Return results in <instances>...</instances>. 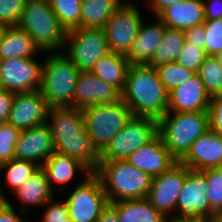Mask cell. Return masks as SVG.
<instances>
[{
  "mask_svg": "<svg viewBox=\"0 0 222 222\" xmlns=\"http://www.w3.org/2000/svg\"><path fill=\"white\" fill-rule=\"evenodd\" d=\"M48 117L52 123H48ZM47 124L56 152L78 160L91 173L97 170L100 153L93 146L85 129L82 109L73 106L50 107L47 111Z\"/></svg>",
  "mask_w": 222,
  "mask_h": 222,
  "instance_id": "obj_1",
  "label": "cell"
},
{
  "mask_svg": "<svg viewBox=\"0 0 222 222\" xmlns=\"http://www.w3.org/2000/svg\"><path fill=\"white\" fill-rule=\"evenodd\" d=\"M168 93L154 67L148 64L129 66L121 99L133 116L159 120L168 112Z\"/></svg>",
  "mask_w": 222,
  "mask_h": 222,
  "instance_id": "obj_2",
  "label": "cell"
},
{
  "mask_svg": "<svg viewBox=\"0 0 222 222\" xmlns=\"http://www.w3.org/2000/svg\"><path fill=\"white\" fill-rule=\"evenodd\" d=\"M94 174L101 181L108 203L147 197L153 180L126 160L99 161Z\"/></svg>",
  "mask_w": 222,
  "mask_h": 222,
  "instance_id": "obj_3",
  "label": "cell"
},
{
  "mask_svg": "<svg viewBox=\"0 0 222 222\" xmlns=\"http://www.w3.org/2000/svg\"><path fill=\"white\" fill-rule=\"evenodd\" d=\"M50 53L42 64L39 91L48 108L73 106L74 91L81 70L64 52Z\"/></svg>",
  "mask_w": 222,
  "mask_h": 222,
  "instance_id": "obj_4",
  "label": "cell"
},
{
  "mask_svg": "<svg viewBox=\"0 0 222 222\" xmlns=\"http://www.w3.org/2000/svg\"><path fill=\"white\" fill-rule=\"evenodd\" d=\"M17 26L33 39L41 52L60 51L65 47L67 31L48 0H26Z\"/></svg>",
  "mask_w": 222,
  "mask_h": 222,
  "instance_id": "obj_5",
  "label": "cell"
},
{
  "mask_svg": "<svg viewBox=\"0 0 222 222\" xmlns=\"http://www.w3.org/2000/svg\"><path fill=\"white\" fill-rule=\"evenodd\" d=\"M172 113L168 111L158 120V135L171 156L180 162L190 150L192 143L209 129V114L208 112Z\"/></svg>",
  "mask_w": 222,
  "mask_h": 222,
  "instance_id": "obj_6",
  "label": "cell"
},
{
  "mask_svg": "<svg viewBox=\"0 0 222 222\" xmlns=\"http://www.w3.org/2000/svg\"><path fill=\"white\" fill-rule=\"evenodd\" d=\"M82 112L85 129L99 153L133 116L122 99L113 103L94 104L82 109Z\"/></svg>",
  "mask_w": 222,
  "mask_h": 222,
  "instance_id": "obj_7",
  "label": "cell"
},
{
  "mask_svg": "<svg viewBox=\"0 0 222 222\" xmlns=\"http://www.w3.org/2000/svg\"><path fill=\"white\" fill-rule=\"evenodd\" d=\"M158 135V120L132 116L100 153V161L126 160L135 150L147 145Z\"/></svg>",
  "mask_w": 222,
  "mask_h": 222,
  "instance_id": "obj_8",
  "label": "cell"
},
{
  "mask_svg": "<svg viewBox=\"0 0 222 222\" xmlns=\"http://www.w3.org/2000/svg\"><path fill=\"white\" fill-rule=\"evenodd\" d=\"M65 47V54L81 71H90L101 57L110 52L104 28L77 27L68 30Z\"/></svg>",
  "mask_w": 222,
  "mask_h": 222,
  "instance_id": "obj_9",
  "label": "cell"
},
{
  "mask_svg": "<svg viewBox=\"0 0 222 222\" xmlns=\"http://www.w3.org/2000/svg\"><path fill=\"white\" fill-rule=\"evenodd\" d=\"M68 196L66 203L71 222H96L108 204L101 181L94 173L85 176Z\"/></svg>",
  "mask_w": 222,
  "mask_h": 222,
  "instance_id": "obj_10",
  "label": "cell"
},
{
  "mask_svg": "<svg viewBox=\"0 0 222 222\" xmlns=\"http://www.w3.org/2000/svg\"><path fill=\"white\" fill-rule=\"evenodd\" d=\"M207 177L202 171L186 167V179L176 202L178 221H204L210 218Z\"/></svg>",
  "mask_w": 222,
  "mask_h": 222,
  "instance_id": "obj_11",
  "label": "cell"
},
{
  "mask_svg": "<svg viewBox=\"0 0 222 222\" xmlns=\"http://www.w3.org/2000/svg\"><path fill=\"white\" fill-rule=\"evenodd\" d=\"M142 21L136 5L121 3L104 27L110 52L126 55L138 35Z\"/></svg>",
  "mask_w": 222,
  "mask_h": 222,
  "instance_id": "obj_12",
  "label": "cell"
},
{
  "mask_svg": "<svg viewBox=\"0 0 222 222\" xmlns=\"http://www.w3.org/2000/svg\"><path fill=\"white\" fill-rule=\"evenodd\" d=\"M185 179L186 166L181 162H176L168 170L152 180L147 198L151 205L168 219L174 218V215L170 213L176 210V202Z\"/></svg>",
  "mask_w": 222,
  "mask_h": 222,
  "instance_id": "obj_13",
  "label": "cell"
},
{
  "mask_svg": "<svg viewBox=\"0 0 222 222\" xmlns=\"http://www.w3.org/2000/svg\"><path fill=\"white\" fill-rule=\"evenodd\" d=\"M41 70L33 58L0 60V87L13 93L39 90Z\"/></svg>",
  "mask_w": 222,
  "mask_h": 222,
  "instance_id": "obj_14",
  "label": "cell"
},
{
  "mask_svg": "<svg viewBox=\"0 0 222 222\" xmlns=\"http://www.w3.org/2000/svg\"><path fill=\"white\" fill-rule=\"evenodd\" d=\"M55 152L53 137L47 122L20 131L15 145V158L30 161L39 167ZM40 160H44L41 163Z\"/></svg>",
  "mask_w": 222,
  "mask_h": 222,
  "instance_id": "obj_15",
  "label": "cell"
},
{
  "mask_svg": "<svg viewBox=\"0 0 222 222\" xmlns=\"http://www.w3.org/2000/svg\"><path fill=\"white\" fill-rule=\"evenodd\" d=\"M48 106L39 90L15 93L8 123L20 131L47 122Z\"/></svg>",
  "mask_w": 222,
  "mask_h": 222,
  "instance_id": "obj_16",
  "label": "cell"
},
{
  "mask_svg": "<svg viewBox=\"0 0 222 222\" xmlns=\"http://www.w3.org/2000/svg\"><path fill=\"white\" fill-rule=\"evenodd\" d=\"M121 91L102 81L90 71H81L73 97V107L84 109L94 104L113 103L121 99Z\"/></svg>",
  "mask_w": 222,
  "mask_h": 222,
  "instance_id": "obj_17",
  "label": "cell"
},
{
  "mask_svg": "<svg viewBox=\"0 0 222 222\" xmlns=\"http://www.w3.org/2000/svg\"><path fill=\"white\" fill-rule=\"evenodd\" d=\"M180 162L189 169L198 171L222 167V136L209 128L192 143Z\"/></svg>",
  "mask_w": 222,
  "mask_h": 222,
  "instance_id": "obj_18",
  "label": "cell"
},
{
  "mask_svg": "<svg viewBox=\"0 0 222 222\" xmlns=\"http://www.w3.org/2000/svg\"><path fill=\"white\" fill-rule=\"evenodd\" d=\"M210 99L201 78L196 73L185 83L169 91L168 111L208 112Z\"/></svg>",
  "mask_w": 222,
  "mask_h": 222,
  "instance_id": "obj_19",
  "label": "cell"
},
{
  "mask_svg": "<svg viewBox=\"0 0 222 222\" xmlns=\"http://www.w3.org/2000/svg\"><path fill=\"white\" fill-rule=\"evenodd\" d=\"M126 161L146 172L152 178L159 176L177 162L159 135L147 145L135 150Z\"/></svg>",
  "mask_w": 222,
  "mask_h": 222,
  "instance_id": "obj_20",
  "label": "cell"
},
{
  "mask_svg": "<svg viewBox=\"0 0 222 222\" xmlns=\"http://www.w3.org/2000/svg\"><path fill=\"white\" fill-rule=\"evenodd\" d=\"M156 18L157 23L146 26L141 23L138 35L125 55L130 64H148L159 47L167 27Z\"/></svg>",
  "mask_w": 222,
  "mask_h": 222,
  "instance_id": "obj_21",
  "label": "cell"
},
{
  "mask_svg": "<svg viewBox=\"0 0 222 222\" xmlns=\"http://www.w3.org/2000/svg\"><path fill=\"white\" fill-rule=\"evenodd\" d=\"M167 28L182 30L205 22L203 0H185L167 7L157 16Z\"/></svg>",
  "mask_w": 222,
  "mask_h": 222,
  "instance_id": "obj_22",
  "label": "cell"
},
{
  "mask_svg": "<svg viewBox=\"0 0 222 222\" xmlns=\"http://www.w3.org/2000/svg\"><path fill=\"white\" fill-rule=\"evenodd\" d=\"M47 175L50 189L53 191L54 184H65L71 182L77 171L84 172L89 176L91 171L78 160L58 152H54L41 166Z\"/></svg>",
  "mask_w": 222,
  "mask_h": 222,
  "instance_id": "obj_23",
  "label": "cell"
},
{
  "mask_svg": "<svg viewBox=\"0 0 222 222\" xmlns=\"http://www.w3.org/2000/svg\"><path fill=\"white\" fill-rule=\"evenodd\" d=\"M40 49L33 39L18 26L6 27L0 41V60L33 58Z\"/></svg>",
  "mask_w": 222,
  "mask_h": 222,
  "instance_id": "obj_24",
  "label": "cell"
},
{
  "mask_svg": "<svg viewBox=\"0 0 222 222\" xmlns=\"http://www.w3.org/2000/svg\"><path fill=\"white\" fill-rule=\"evenodd\" d=\"M130 65L125 55L109 52L94 64L90 72L122 92Z\"/></svg>",
  "mask_w": 222,
  "mask_h": 222,
  "instance_id": "obj_25",
  "label": "cell"
},
{
  "mask_svg": "<svg viewBox=\"0 0 222 222\" xmlns=\"http://www.w3.org/2000/svg\"><path fill=\"white\" fill-rule=\"evenodd\" d=\"M111 204L117 209L120 222H168V218L155 209L147 197Z\"/></svg>",
  "mask_w": 222,
  "mask_h": 222,
  "instance_id": "obj_26",
  "label": "cell"
},
{
  "mask_svg": "<svg viewBox=\"0 0 222 222\" xmlns=\"http://www.w3.org/2000/svg\"><path fill=\"white\" fill-rule=\"evenodd\" d=\"M13 192L22 204L28 206H44L55 193L50 189L47 175L41 167Z\"/></svg>",
  "mask_w": 222,
  "mask_h": 222,
  "instance_id": "obj_27",
  "label": "cell"
},
{
  "mask_svg": "<svg viewBox=\"0 0 222 222\" xmlns=\"http://www.w3.org/2000/svg\"><path fill=\"white\" fill-rule=\"evenodd\" d=\"M121 0H82L81 27L104 28Z\"/></svg>",
  "mask_w": 222,
  "mask_h": 222,
  "instance_id": "obj_28",
  "label": "cell"
},
{
  "mask_svg": "<svg viewBox=\"0 0 222 222\" xmlns=\"http://www.w3.org/2000/svg\"><path fill=\"white\" fill-rule=\"evenodd\" d=\"M184 42L182 30L166 28L161 43L148 65L155 67L176 61Z\"/></svg>",
  "mask_w": 222,
  "mask_h": 222,
  "instance_id": "obj_29",
  "label": "cell"
},
{
  "mask_svg": "<svg viewBox=\"0 0 222 222\" xmlns=\"http://www.w3.org/2000/svg\"><path fill=\"white\" fill-rule=\"evenodd\" d=\"M197 74L210 98L222 95V64L215 56L207 55Z\"/></svg>",
  "mask_w": 222,
  "mask_h": 222,
  "instance_id": "obj_30",
  "label": "cell"
},
{
  "mask_svg": "<svg viewBox=\"0 0 222 222\" xmlns=\"http://www.w3.org/2000/svg\"><path fill=\"white\" fill-rule=\"evenodd\" d=\"M50 7L66 31L81 27L82 0H48Z\"/></svg>",
  "mask_w": 222,
  "mask_h": 222,
  "instance_id": "obj_31",
  "label": "cell"
},
{
  "mask_svg": "<svg viewBox=\"0 0 222 222\" xmlns=\"http://www.w3.org/2000/svg\"><path fill=\"white\" fill-rule=\"evenodd\" d=\"M39 166L30 161L13 158L4 163L0 169L6 171V181L12 190L18 189L30 176H32Z\"/></svg>",
  "mask_w": 222,
  "mask_h": 222,
  "instance_id": "obj_32",
  "label": "cell"
},
{
  "mask_svg": "<svg viewBox=\"0 0 222 222\" xmlns=\"http://www.w3.org/2000/svg\"><path fill=\"white\" fill-rule=\"evenodd\" d=\"M154 68L158 78L168 92L178 85L185 83L196 74L194 71L179 65L175 61L155 66Z\"/></svg>",
  "mask_w": 222,
  "mask_h": 222,
  "instance_id": "obj_33",
  "label": "cell"
},
{
  "mask_svg": "<svg viewBox=\"0 0 222 222\" xmlns=\"http://www.w3.org/2000/svg\"><path fill=\"white\" fill-rule=\"evenodd\" d=\"M202 172L207 177V198L211 217L214 213L222 212V167L210 168Z\"/></svg>",
  "mask_w": 222,
  "mask_h": 222,
  "instance_id": "obj_34",
  "label": "cell"
},
{
  "mask_svg": "<svg viewBox=\"0 0 222 222\" xmlns=\"http://www.w3.org/2000/svg\"><path fill=\"white\" fill-rule=\"evenodd\" d=\"M20 130L9 123L0 124V167L15 158V145Z\"/></svg>",
  "mask_w": 222,
  "mask_h": 222,
  "instance_id": "obj_35",
  "label": "cell"
},
{
  "mask_svg": "<svg viewBox=\"0 0 222 222\" xmlns=\"http://www.w3.org/2000/svg\"><path fill=\"white\" fill-rule=\"evenodd\" d=\"M206 56L204 49L185 41L175 62L197 73Z\"/></svg>",
  "mask_w": 222,
  "mask_h": 222,
  "instance_id": "obj_36",
  "label": "cell"
},
{
  "mask_svg": "<svg viewBox=\"0 0 222 222\" xmlns=\"http://www.w3.org/2000/svg\"><path fill=\"white\" fill-rule=\"evenodd\" d=\"M203 24L206 35L205 53L215 56L222 51V18L205 20Z\"/></svg>",
  "mask_w": 222,
  "mask_h": 222,
  "instance_id": "obj_37",
  "label": "cell"
},
{
  "mask_svg": "<svg viewBox=\"0 0 222 222\" xmlns=\"http://www.w3.org/2000/svg\"><path fill=\"white\" fill-rule=\"evenodd\" d=\"M26 0H0V25L17 26Z\"/></svg>",
  "mask_w": 222,
  "mask_h": 222,
  "instance_id": "obj_38",
  "label": "cell"
},
{
  "mask_svg": "<svg viewBox=\"0 0 222 222\" xmlns=\"http://www.w3.org/2000/svg\"><path fill=\"white\" fill-rule=\"evenodd\" d=\"M53 197L45 204L46 211L43 214L41 222H71L68 205L66 201H59ZM50 203V204H49Z\"/></svg>",
  "mask_w": 222,
  "mask_h": 222,
  "instance_id": "obj_39",
  "label": "cell"
},
{
  "mask_svg": "<svg viewBox=\"0 0 222 222\" xmlns=\"http://www.w3.org/2000/svg\"><path fill=\"white\" fill-rule=\"evenodd\" d=\"M208 114L209 128L222 136V95L211 97Z\"/></svg>",
  "mask_w": 222,
  "mask_h": 222,
  "instance_id": "obj_40",
  "label": "cell"
},
{
  "mask_svg": "<svg viewBox=\"0 0 222 222\" xmlns=\"http://www.w3.org/2000/svg\"><path fill=\"white\" fill-rule=\"evenodd\" d=\"M26 207V208H25ZM19 213H15L16 211L12 207L9 200L3 196L0 188V222H27L21 218L20 215L25 213L28 206H25Z\"/></svg>",
  "mask_w": 222,
  "mask_h": 222,
  "instance_id": "obj_41",
  "label": "cell"
},
{
  "mask_svg": "<svg viewBox=\"0 0 222 222\" xmlns=\"http://www.w3.org/2000/svg\"><path fill=\"white\" fill-rule=\"evenodd\" d=\"M183 34L185 41L205 49L206 35L204 24L185 29Z\"/></svg>",
  "mask_w": 222,
  "mask_h": 222,
  "instance_id": "obj_42",
  "label": "cell"
},
{
  "mask_svg": "<svg viewBox=\"0 0 222 222\" xmlns=\"http://www.w3.org/2000/svg\"><path fill=\"white\" fill-rule=\"evenodd\" d=\"M15 93L0 87V124L8 123L9 113Z\"/></svg>",
  "mask_w": 222,
  "mask_h": 222,
  "instance_id": "obj_43",
  "label": "cell"
},
{
  "mask_svg": "<svg viewBox=\"0 0 222 222\" xmlns=\"http://www.w3.org/2000/svg\"><path fill=\"white\" fill-rule=\"evenodd\" d=\"M205 20L222 18V0H203Z\"/></svg>",
  "mask_w": 222,
  "mask_h": 222,
  "instance_id": "obj_44",
  "label": "cell"
},
{
  "mask_svg": "<svg viewBox=\"0 0 222 222\" xmlns=\"http://www.w3.org/2000/svg\"><path fill=\"white\" fill-rule=\"evenodd\" d=\"M96 222H120L117 209L108 203L100 213Z\"/></svg>",
  "mask_w": 222,
  "mask_h": 222,
  "instance_id": "obj_45",
  "label": "cell"
},
{
  "mask_svg": "<svg viewBox=\"0 0 222 222\" xmlns=\"http://www.w3.org/2000/svg\"><path fill=\"white\" fill-rule=\"evenodd\" d=\"M184 1L185 0H149V4L152 12H154L157 17L167 7Z\"/></svg>",
  "mask_w": 222,
  "mask_h": 222,
  "instance_id": "obj_46",
  "label": "cell"
},
{
  "mask_svg": "<svg viewBox=\"0 0 222 222\" xmlns=\"http://www.w3.org/2000/svg\"><path fill=\"white\" fill-rule=\"evenodd\" d=\"M205 222H222V212L214 213L210 218L206 219Z\"/></svg>",
  "mask_w": 222,
  "mask_h": 222,
  "instance_id": "obj_47",
  "label": "cell"
},
{
  "mask_svg": "<svg viewBox=\"0 0 222 222\" xmlns=\"http://www.w3.org/2000/svg\"><path fill=\"white\" fill-rule=\"evenodd\" d=\"M168 222H189V221H178L177 219L173 218V219H168ZM191 222H205L204 221H191Z\"/></svg>",
  "mask_w": 222,
  "mask_h": 222,
  "instance_id": "obj_48",
  "label": "cell"
},
{
  "mask_svg": "<svg viewBox=\"0 0 222 222\" xmlns=\"http://www.w3.org/2000/svg\"><path fill=\"white\" fill-rule=\"evenodd\" d=\"M215 57H216L217 60L222 64V51L219 52V53H217V54L215 55Z\"/></svg>",
  "mask_w": 222,
  "mask_h": 222,
  "instance_id": "obj_49",
  "label": "cell"
},
{
  "mask_svg": "<svg viewBox=\"0 0 222 222\" xmlns=\"http://www.w3.org/2000/svg\"><path fill=\"white\" fill-rule=\"evenodd\" d=\"M5 28H6L5 26L0 25V41H1V38H2V36L4 34Z\"/></svg>",
  "mask_w": 222,
  "mask_h": 222,
  "instance_id": "obj_50",
  "label": "cell"
}]
</instances>
